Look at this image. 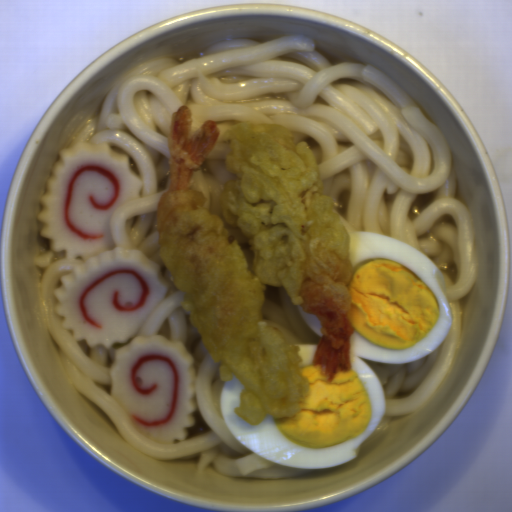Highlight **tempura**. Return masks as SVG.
Here are the masks:
<instances>
[{"mask_svg": "<svg viewBox=\"0 0 512 512\" xmlns=\"http://www.w3.org/2000/svg\"><path fill=\"white\" fill-rule=\"evenodd\" d=\"M192 121L186 105L171 117L168 182L155 217L159 256L183 293L189 324L220 366L221 381L233 374L243 385L234 412L251 426L268 415L296 417L311 384L299 347L263 317L266 285L283 287L293 305L319 321L311 364L328 381L338 367L351 371L350 235L324 194L307 142L296 144L282 124L238 121L224 136L226 166L237 179L223 185L220 210L246 236L252 274L238 241L205 208L204 193L191 187L192 172L220 134L209 119L194 134Z\"/></svg>", "mask_w": 512, "mask_h": 512, "instance_id": "1", "label": "tempura"}]
</instances>
